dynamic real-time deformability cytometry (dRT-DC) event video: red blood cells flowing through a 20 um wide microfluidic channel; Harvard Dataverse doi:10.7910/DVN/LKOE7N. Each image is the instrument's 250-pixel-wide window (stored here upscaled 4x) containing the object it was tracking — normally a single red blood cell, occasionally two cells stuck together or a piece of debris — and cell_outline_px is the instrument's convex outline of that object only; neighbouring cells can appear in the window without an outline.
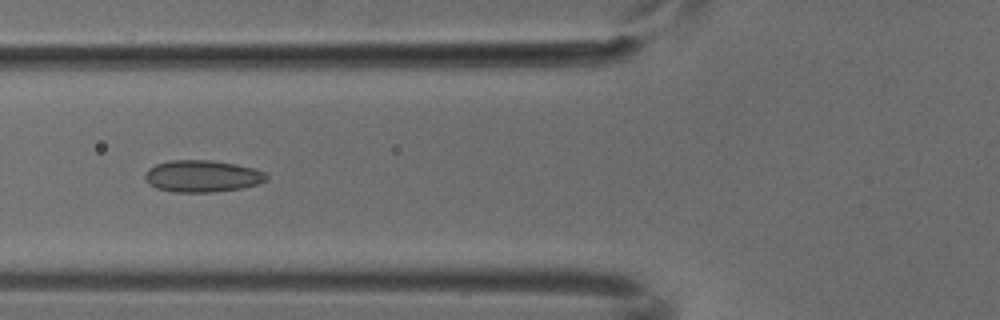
{"species": "common noctule bat (a hibernating species)", "species_latin": "Nyctalus noctula", "temperature_condition": "cold", "stored_images_in_passage": 5, "camera_frame_rate_fps": 3000, "um_per_image_px": 0.085, "animal": {"sex": "male", "body_mass_g": 18.8}, "frame": {"image": 1, "passage_image": 5, "time_ms": 1.333, "image_size_px": [1000, 320], "cell_outline_px": [[268, 180], [256, 184], [240, 188], [212, 192], [172, 192], [156, 188], [144, 176], [148, 168], [156, 164], [168, 160], [212, 160], [236, 164], [252, 168], [264, 172], [268, 176]], "centroid_in_image_um": [17.19, 14.96], "position_along_channel_um": 108.6, "area_um2": 22.43}}